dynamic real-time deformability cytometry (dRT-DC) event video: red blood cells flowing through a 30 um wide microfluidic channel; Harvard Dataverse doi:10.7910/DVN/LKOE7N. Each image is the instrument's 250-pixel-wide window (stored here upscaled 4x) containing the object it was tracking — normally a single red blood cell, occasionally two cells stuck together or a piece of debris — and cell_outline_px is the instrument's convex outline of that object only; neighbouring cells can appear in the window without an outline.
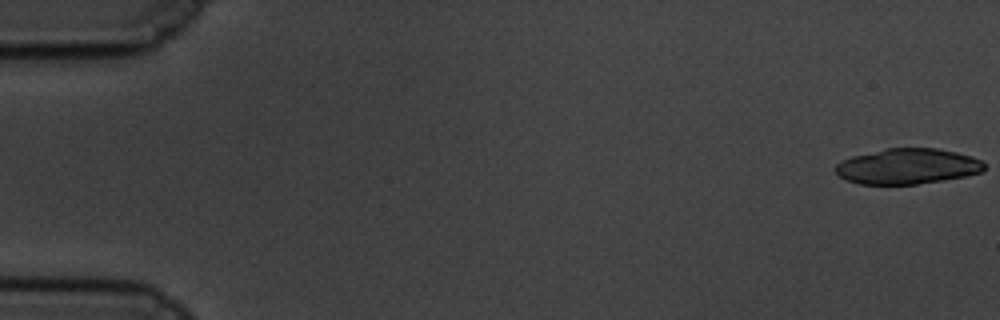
{"species": "common noctule bat (a hibernating species)", "species_latin": "Nyctalus noctula", "temperature_condition": "cold", "stored_images_in_passage": 14, "camera_frame_rate_fps": 3000, "um_per_image_px": 0.085, "animal": {"sex": "male", "body_mass_g": 19.5, "forearm_length_mm": 54.6}, "frame": {"image": 1, "passage_image": 1, "time_ms": 0.0, "image_size_px": [1000, 320], "cell_outline_px": [[984, 172], [968, 176], [916, 184], [860, 184], [848, 180], [840, 176], [836, 172], [836, 164], [840, 160], [852, 156], [884, 148], [936, 148], [956, 152], [972, 156], [980, 160], [984, 164]], "centroid_in_image_um": [77.15, 14.13], "position_along_channel_um": 7.8, "area_um2": 30.87}}